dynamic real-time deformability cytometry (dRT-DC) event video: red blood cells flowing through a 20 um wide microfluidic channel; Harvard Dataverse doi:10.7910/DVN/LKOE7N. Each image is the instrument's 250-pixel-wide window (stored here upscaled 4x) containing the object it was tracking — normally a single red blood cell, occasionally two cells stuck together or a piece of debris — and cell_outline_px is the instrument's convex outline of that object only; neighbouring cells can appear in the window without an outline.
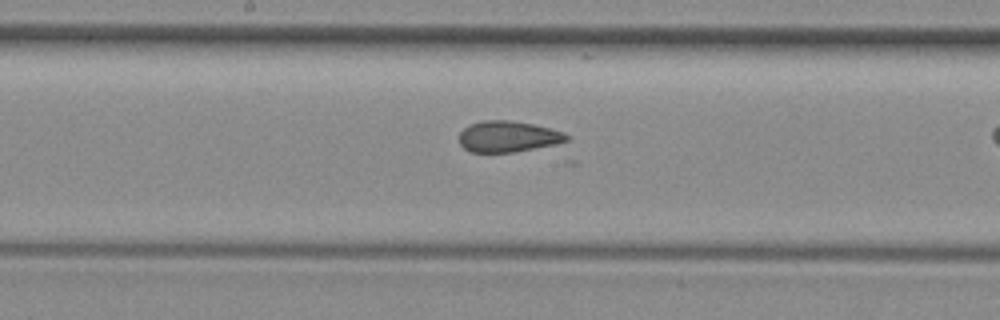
{"species": "common noctule bat (a hibernating species)", "species_latin": "Nyctalus noctula", "temperature_condition": "room temperature", "stored_images_in_passage": 40, "camera_frame_rate_fps": 3000, "um_per_image_px": 0.085, "animal": {"sex": "female", "body_mass_g": 29.2, "forearm_length_mm": 56.3}, "frame": {"image": 1, "passage_image": 26, "time_ms": 8.333, "image_size_px": [1000, 320], "cell_outline_px": [[568, 140], [556, 144], [516, 152], [472, 152], [464, 148], [460, 144], [460, 132], [464, 128], [472, 124], [484, 120], [508, 120], [532, 124], [564, 132], [568, 136]], "centroid_in_image_um": [43.18, 11.61], "position_along_channel_um": 205.0, "area_um2": 19.25}}
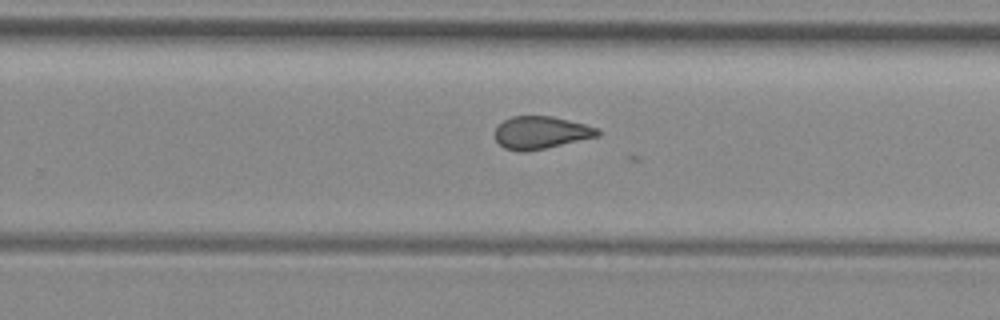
{"frame": {"image": 2, "passage_image": 32, "time_ms": 10.333, "image_size_px": [1000, 320], "cell_outline_px": [[600, 136], [544, 148], [524, 152], [520, 152], [504, 148], [496, 140], [496, 128], [504, 120], [512, 116], [552, 116], [600, 128]], "centroid_in_image_um": [46.0, 11.27], "position_along_channel_um": 283.8, "area_um2": 19.36}}